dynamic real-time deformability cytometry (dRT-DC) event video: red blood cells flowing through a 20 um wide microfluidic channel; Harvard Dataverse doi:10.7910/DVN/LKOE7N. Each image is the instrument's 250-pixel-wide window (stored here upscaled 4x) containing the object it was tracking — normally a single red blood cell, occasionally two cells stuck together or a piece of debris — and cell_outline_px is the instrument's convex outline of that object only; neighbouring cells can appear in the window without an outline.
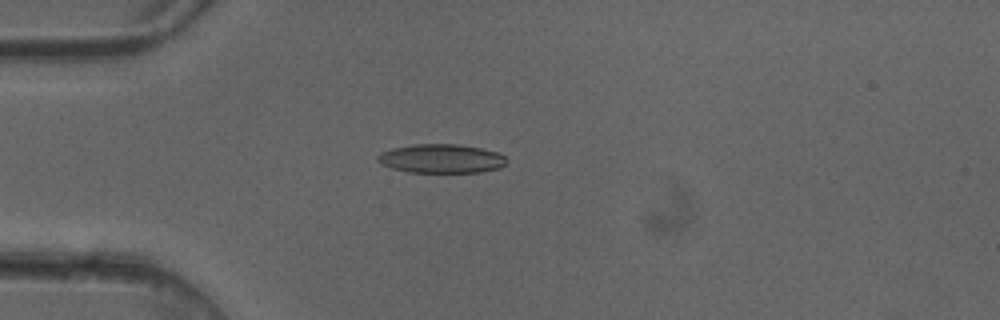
{"species": "common noctule bat (a hibernating species)", "species_latin": "Nyctalus noctula", "temperature_condition": "cold", "stored_images_in_passage": 4, "camera_frame_rate_fps": 3000, "um_per_image_px": 0.085, "animal": {"sex": "female"}, "frame": {"image": 1, "passage_image": 4, "time_ms": 1.0, "image_size_px": [1000, 320], "cell_outline_px": [[508, 160], [500, 168], [480, 172], [408, 172], [392, 168], [380, 164], [376, 160], [376, 156], [380, 152], [392, 148], [412, 144], [460, 144], [480, 148], [496, 152], [504, 156]], "centroid_in_image_um": [37.47, 13.48], "position_along_channel_um": 47.5, "area_um2": 21.85}}